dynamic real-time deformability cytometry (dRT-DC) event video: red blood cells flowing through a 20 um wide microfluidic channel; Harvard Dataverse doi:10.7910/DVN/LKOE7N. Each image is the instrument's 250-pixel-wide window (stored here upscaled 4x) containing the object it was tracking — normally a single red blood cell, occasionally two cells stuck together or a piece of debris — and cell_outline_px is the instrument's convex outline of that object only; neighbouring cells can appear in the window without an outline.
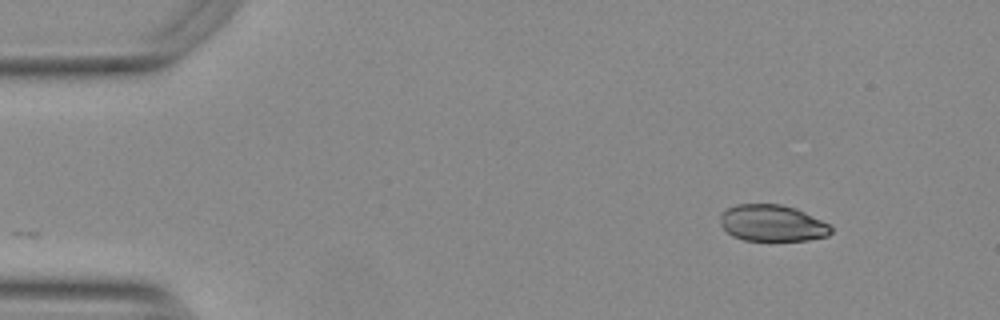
{"species": "Egyptian fruit bat (a non-hibernating species)", "species_latin": "Rousettus aegyptiacus", "temperature_condition": "warm", "stored_images_in_passage": 6, "camera_frame_rate_fps": 3000, "um_per_image_px": 0.085, "animal": {"sex": "female"}, "frame": {"image": 1, "passage_image": 1, "time_ms": 0.0, "image_size_px": [1000, 320], "cell_outline_px": [[832, 232], [828, 236], [808, 240], [744, 240], [732, 236], [720, 224], [720, 216], [728, 208], [736, 204], [780, 204], [796, 208], [828, 224], [832, 228]], "centroid_in_image_um": [65.64, 18.97], "position_along_channel_um": 19.4, "area_um2": 23.41}}